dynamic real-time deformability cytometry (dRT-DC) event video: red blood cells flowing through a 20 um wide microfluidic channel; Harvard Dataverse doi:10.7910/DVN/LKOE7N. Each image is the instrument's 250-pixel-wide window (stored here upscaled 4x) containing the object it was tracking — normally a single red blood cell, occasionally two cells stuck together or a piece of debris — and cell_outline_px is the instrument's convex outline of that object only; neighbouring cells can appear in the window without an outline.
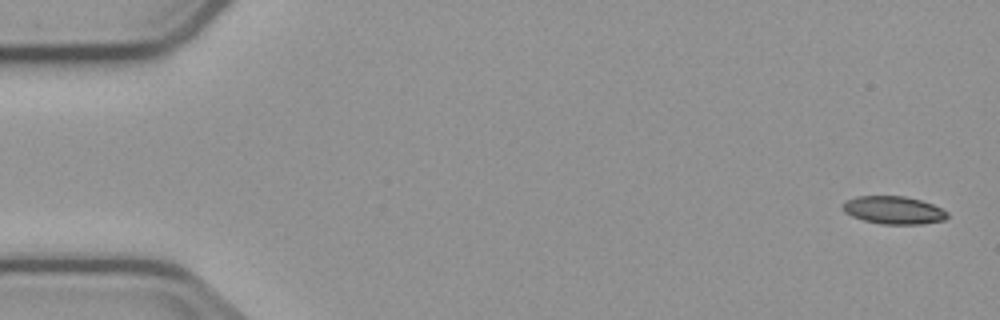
{"species": "common noctule bat (a hibernating species)", "species_latin": "Nyctalus noctula", "temperature_condition": "cold", "stored_images_in_passage": 5, "camera_frame_rate_fps": 3000, "um_per_image_px": 0.085, "animal": {"sex": "male", "body_mass_g": 23.1, "forearm_length_mm": 52.7}, "frame": {"image": 1, "passage_image": 1, "time_ms": 0.0, "image_size_px": [1000, 320], "cell_outline_px": [[948, 216], [944, 220], [920, 224], [880, 224], [864, 220], [852, 216], [844, 212], [844, 204], [848, 200], [856, 196], [904, 196], [920, 200], [932, 204], [948, 212]], "centroid_in_image_um": [75.97, 17.86], "position_along_channel_um": 9.0, "area_um2": 16.76}}
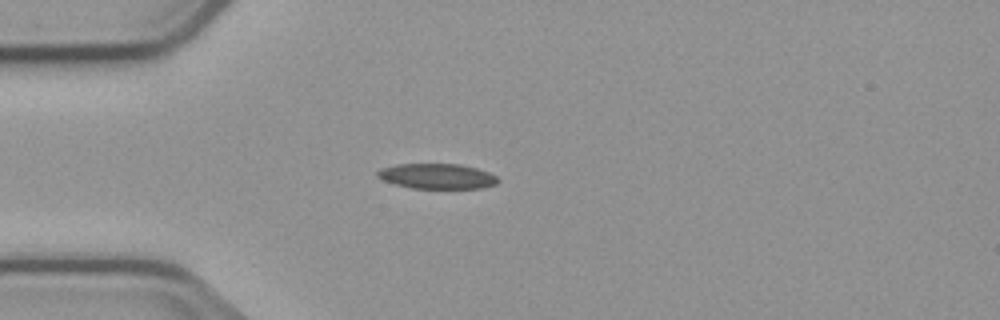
{"frame": {"image": 2, "passage_image": 4, "time_ms": 4.333, "image_size_px": [1000, 320], "cell_outline_px": [[500, 180], [496, 184], [480, 188], [412, 188], [396, 184], [384, 180], [376, 176], [376, 172], [380, 168], [396, 164], [460, 164], [476, 168], [488, 172], [496, 176]], "centroid_in_image_um": [37.14, 14.97], "position_along_channel_um": 47.9, "area_um2": 17.63}}